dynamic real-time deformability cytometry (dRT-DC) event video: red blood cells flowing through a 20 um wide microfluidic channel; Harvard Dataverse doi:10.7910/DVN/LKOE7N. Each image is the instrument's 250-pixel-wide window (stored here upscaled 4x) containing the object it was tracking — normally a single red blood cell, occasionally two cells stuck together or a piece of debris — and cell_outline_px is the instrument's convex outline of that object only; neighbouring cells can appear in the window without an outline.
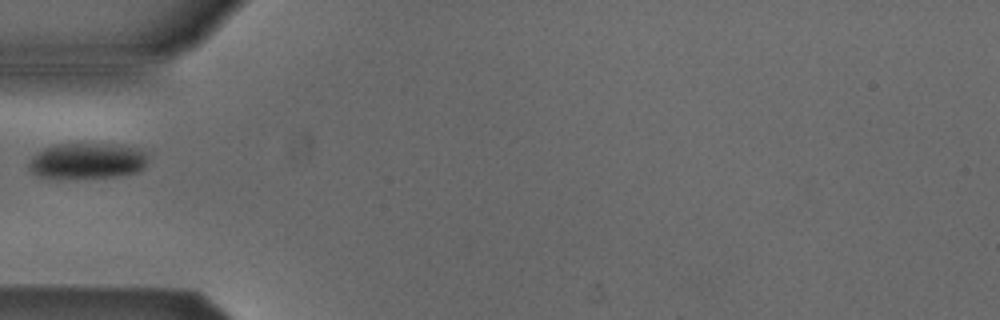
{"species": "Egyptian fruit bat (a non-hibernating species)", "species_latin": "Rousettus aegyptiacus", "temperature_condition": "cold", "stored_images_in_passage": 1, "camera_frame_rate_fps": 3000, "um_per_image_px": 0.085, "animal": {"sex": "male"}, "frame": {"image": 1, "passage_image": 1, "time_ms": 0.0, "image_size_px": [1000, 320], "cell_outline_px": [[148, 160], [144, 168], [136, 172], [116, 176], [36, 176], [28, 168], [28, 160], [36, 152], [52, 144], [120, 144], [136, 148], [148, 152]], "centroid_in_image_um": [7.43, 13.63], "position_along_channel_um": 77.6, "area_um2": 24.62}}